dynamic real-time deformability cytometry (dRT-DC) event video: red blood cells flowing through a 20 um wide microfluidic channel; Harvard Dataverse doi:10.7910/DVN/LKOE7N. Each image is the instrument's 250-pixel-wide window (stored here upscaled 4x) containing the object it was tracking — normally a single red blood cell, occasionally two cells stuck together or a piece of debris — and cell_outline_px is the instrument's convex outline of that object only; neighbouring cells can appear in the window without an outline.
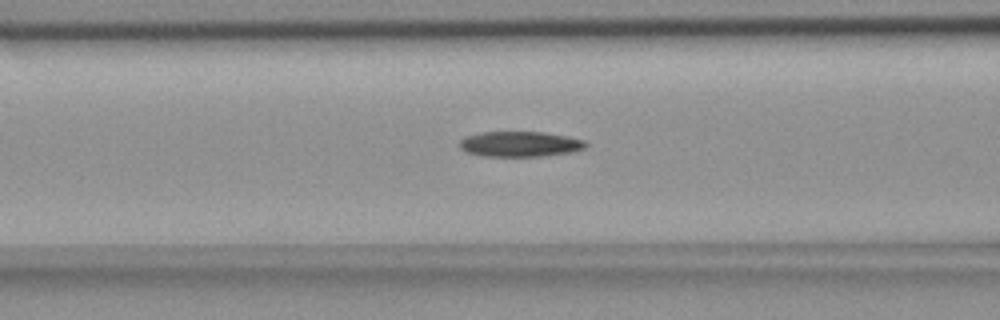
{"species": "common noctule bat (a hibernating species)", "species_latin": "Nyctalus noctula", "temperature_condition": "room temperature", "stored_images_in_passage": 44, "camera_frame_rate_fps": 3000, "um_per_image_px": 0.085, "animal": {"sex": "female", "body_mass_g": 18.4}, "frame": {"image": 1, "passage_image": 20, "time_ms": 6.333, "image_size_px": [1000, 320], "cell_outline_px": [[588, 144], [584, 148], [572, 152], [544, 156], [480, 156], [468, 152], [460, 148], [460, 140], [464, 136], [484, 132], [544, 132], [568, 136], [584, 140]], "centroid_in_image_um": [44.21, 12.24], "position_along_channel_um": 122.4, "area_um2": 18.67}}
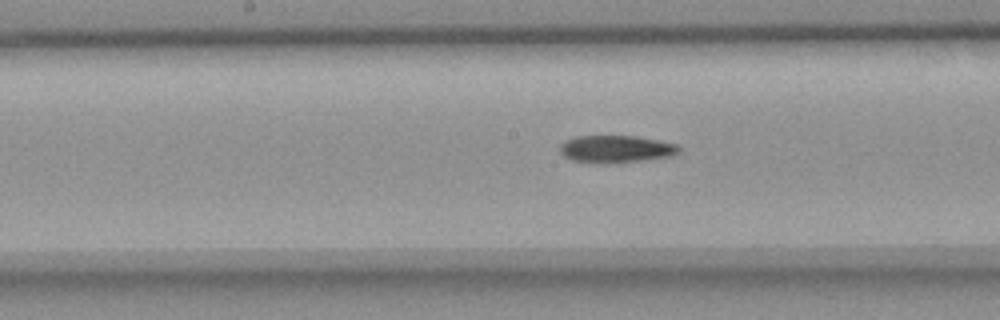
{"frame": {"image": 2, "passage_image": 26, "time_ms": 8.333, "image_size_px": [1000, 320], "cell_outline_px": [[680, 152], [672, 156], [644, 160], [604, 164], [596, 164], [572, 160], [564, 156], [560, 152], [560, 144], [564, 140], [576, 136], [636, 136], [660, 140], [680, 144]], "centroid_in_image_um": [52.37, 12.67], "position_along_channel_um": 195.8, "area_um2": 19.36}}
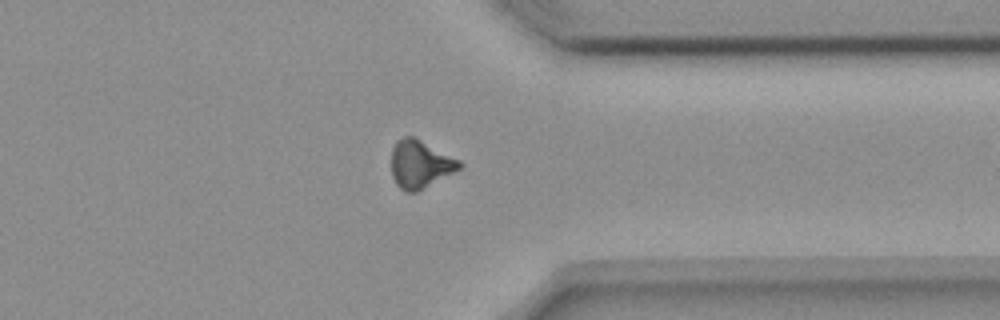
{"frame": {"image": 3, "passage_image": 41, "time_ms": 13.333, "image_size_px": [1000, 320], "cell_outline_px": [[464, 164], [460, 168], [416, 192], [404, 192], [396, 184], [392, 176], [392, 148], [396, 140], [404, 136], [412, 136], [460, 160]], "centroid_in_image_um": [35.68, 13.95], "position_along_channel_um": 375.7, "area_um2": 18.73}}